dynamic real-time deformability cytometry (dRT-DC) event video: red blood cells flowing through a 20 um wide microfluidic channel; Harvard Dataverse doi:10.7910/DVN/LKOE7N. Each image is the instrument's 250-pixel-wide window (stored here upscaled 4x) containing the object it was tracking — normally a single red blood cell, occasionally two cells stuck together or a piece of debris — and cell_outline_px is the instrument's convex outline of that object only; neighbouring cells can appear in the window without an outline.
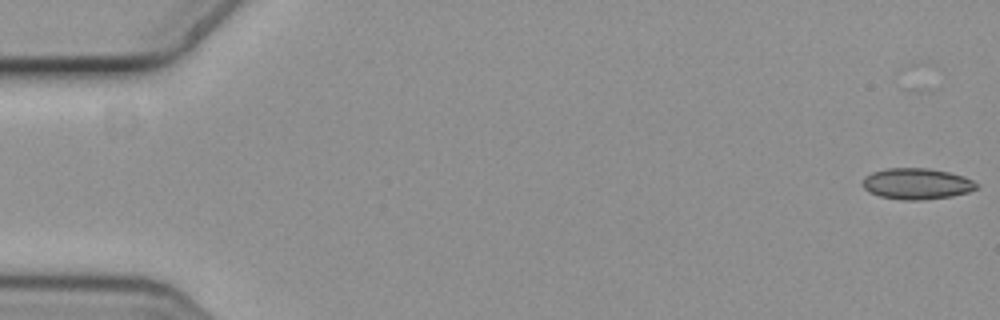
{"species": "common noctule bat (a hibernating species)", "species_latin": "Nyctalus noctula", "temperature_condition": "cold", "stored_images_in_passage": 5, "camera_frame_rate_fps": 3000, "um_per_image_px": 0.085, "animal": {"sex": "female", "body_mass_g": 19.3, "forearm_length_mm": 54.1}, "frame": {"image": 1, "passage_image": 1, "time_ms": 0.0, "image_size_px": [1000, 320], "cell_outline_px": [[980, 188], [968, 192], [952, 196], [920, 200], [904, 200], [880, 196], [868, 192], [864, 188], [864, 176], [872, 172], [888, 168], [928, 168], [948, 172], [964, 176], [980, 184]], "centroid_in_image_um": [77.96, 15.62], "position_along_channel_um": 7.0, "area_um2": 20.69}}
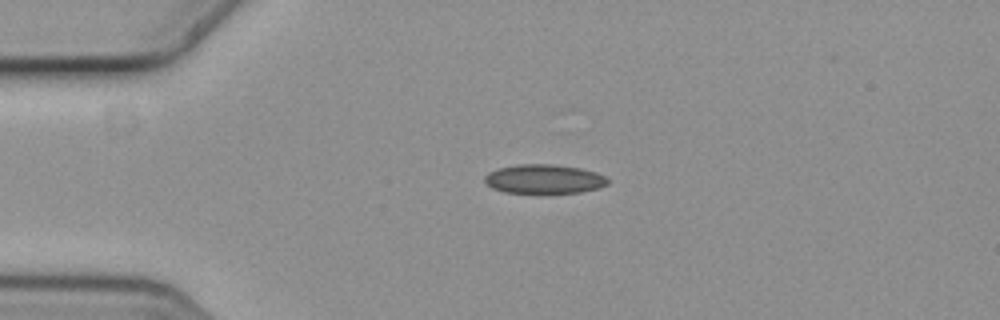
{"frame": {"image": 2, "passage_image": 4, "time_ms": 1.0, "image_size_px": [1000, 320], "cell_outline_px": [[608, 184], [600, 188], [580, 192], [504, 192], [492, 188], [484, 180], [484, 176], [488, 172], [496, 168], [516, 164], [552, 164], [580, 168], [596, 172], [604, 176], [608, 180]], "centroid_in_image_um": [46.23, 15.2], "position_along_channel_um": 38.8, "area_um2": 20.81}}